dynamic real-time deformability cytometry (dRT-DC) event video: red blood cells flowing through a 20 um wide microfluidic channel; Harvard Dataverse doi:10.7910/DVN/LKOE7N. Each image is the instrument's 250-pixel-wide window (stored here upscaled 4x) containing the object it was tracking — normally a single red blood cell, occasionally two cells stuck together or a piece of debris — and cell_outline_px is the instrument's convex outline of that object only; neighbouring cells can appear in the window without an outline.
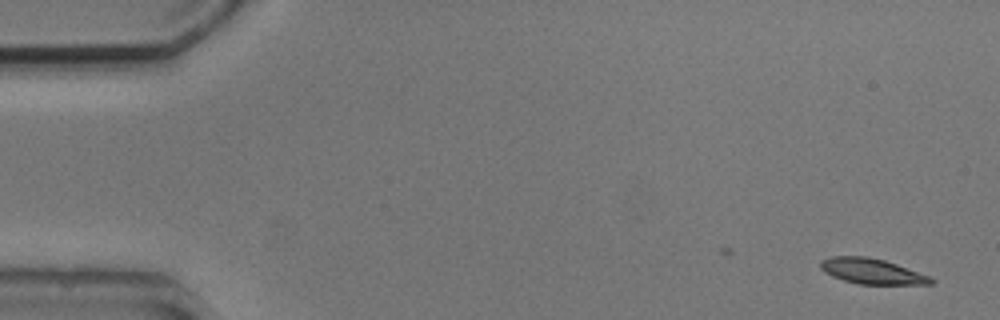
{"species": "common noctule bat (a hibernating species)", "species_latin": "Nyctalus noctula", "temperature_condition": "cold", "stored_images_in_passage": 2, "camera_frame_rate_fps": 3000, "um_per_image_px": 0.085, "animal": {"sex": "male", "body_mass_g": 20.5, "forearm_length_mm": 52.5}, "frame": {"image": 1, "passage_image": 2, "time_ms": 1.0, "image_size_px": [1000, 320], "cell_outline_px": [[936, 280], [932, 284], [856, 284], [832, 276], [824, 272], [820, 268], [820, 260], [832, 256], [868, 256], [884, 260], [896, 264], [928, 276]], "centroid_in_image_um": [74.06, 23.05], "position_along_channel_um": 10.9, "area_um2": 16.3}}